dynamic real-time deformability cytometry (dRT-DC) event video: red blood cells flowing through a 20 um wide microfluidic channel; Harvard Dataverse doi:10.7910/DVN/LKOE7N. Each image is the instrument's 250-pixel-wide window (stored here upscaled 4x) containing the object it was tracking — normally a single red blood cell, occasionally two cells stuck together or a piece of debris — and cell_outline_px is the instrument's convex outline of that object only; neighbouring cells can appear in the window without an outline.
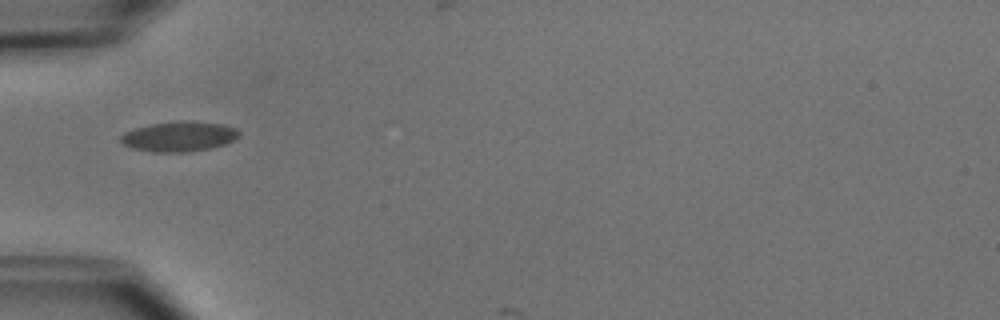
{"species": "common noctule bat (a hibernating species)", "species_latin": "Nyctalus noctula", "temperature_condition": "cold", "stored_images_in_passage": 3, "camera_frame_rate_fps": 3000, "um_per_image_px": 0.085, "animal": {"sex": "male", "body_mass_g": 15.6}, "frame": {"image": 1, "passage_image": 2, "time_ms": 2.0, "image_size_px": [1000, 320], "cell_outline_px": [[240, 136], [224, 144], [212, 148], [184, 152], [152, 152], [132, 148], [124, 144], [120, 140], [120, 136], [124, 132], [136, 128], [152, 124], [220, 124], [236, 128], [240, 132]], "centroid_in_image_um": [15.19, 11.66], "position_along_channel_um": 69.8, "area_um2": 19.59}}